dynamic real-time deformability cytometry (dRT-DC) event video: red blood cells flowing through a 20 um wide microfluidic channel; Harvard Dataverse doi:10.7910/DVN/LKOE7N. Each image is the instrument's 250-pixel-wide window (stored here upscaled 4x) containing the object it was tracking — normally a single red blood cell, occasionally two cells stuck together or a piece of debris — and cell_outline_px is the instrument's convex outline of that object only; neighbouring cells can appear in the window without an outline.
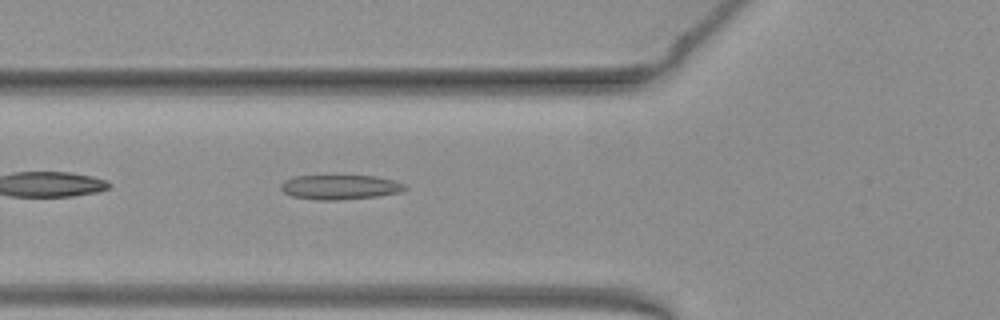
{"species": "common noctule bat (a hibernating species)", "species_latin": "Nyctalus noctula", "temperature_condition": "warm", "stored_images_in_passage": 37, "camera_frame_rate_fps": 3000, "um_per_image_px": 0.085, "animal": {"sex": "female", "body_mass_g": 19.3, "forearm_length_mm": 54.1}, "frame": {"image": 1, "passage_image": 4, "time_ms": 1.0, "image_size_px": [1000, 320], "cell_outline_px": [[404, 188], [400, 192], [376, 196], [340, 200], [320, 200], [292, 196], [284, 192], [280, 188], [280, 184], [284, 180], [292, 176], [332, 172], [376, 176], [392, 180], [404, 184]], "centroid_in_image_um": [28.8, 15.83], "position_along_channel_um": 97.0, "area_um2": 18.79}}
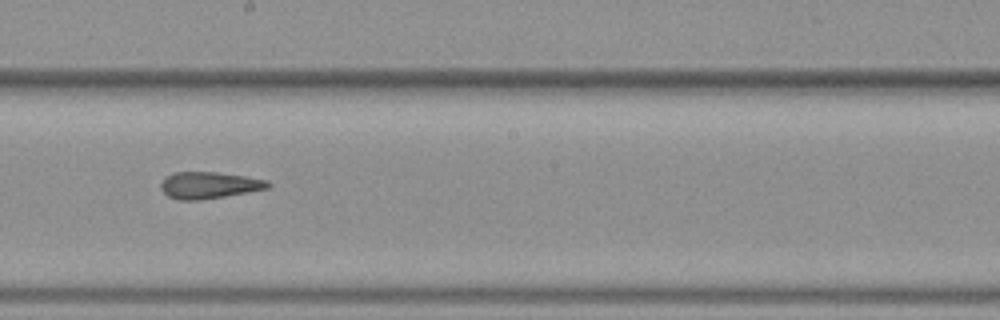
{"frame": {"image": 2, "passage_image": 14, "time_ms": 4.333, "image_size_px": [1000, 320], "cell_outline_px": [[272, 184], [268, 188], [224, 196], [200, 200], [180, 200], [168, 196], [160, 188], [160, 184], [164, 176], [176, 172], [216, 172], [244, 176], [268, 180]], "centroid_in_image_um": [17.74, 15.73], "position_along_channel_um": 230.5, "area_um2": 16.59}}
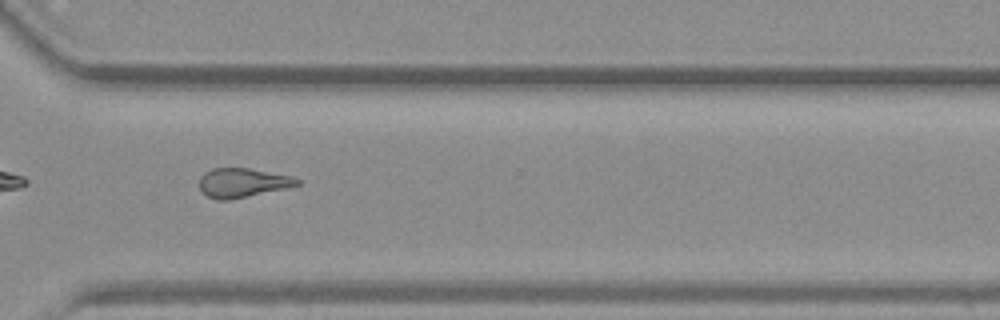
{"frame": {"image": 3, "passage_image": 23, "time_ms": 7.333, "image_size_px": [1000, 320], "cell_outline_px": [[300, 184], [284, 188], [228, 200], [216, 200], [200, 192], [200, 176], [204, 172], [212, 168], [248, 168], [292, 176], [300, 180]], "centroid_in_image_um": [20.56, 15.52], "position_along_channel_um": 350.0, "area_um2": 16.47}, "authors_computed_cell_mechanics": {"area_um2": 17.2822, "velocity_mm_per_s": 3.9866, "shape_relaxation_time_tau1_ms": null, "shape_relaxation_time_tau2_ms": 1.3585, "deformation_change_tau1": null, "deformation_change_tau2": 0.1036}}